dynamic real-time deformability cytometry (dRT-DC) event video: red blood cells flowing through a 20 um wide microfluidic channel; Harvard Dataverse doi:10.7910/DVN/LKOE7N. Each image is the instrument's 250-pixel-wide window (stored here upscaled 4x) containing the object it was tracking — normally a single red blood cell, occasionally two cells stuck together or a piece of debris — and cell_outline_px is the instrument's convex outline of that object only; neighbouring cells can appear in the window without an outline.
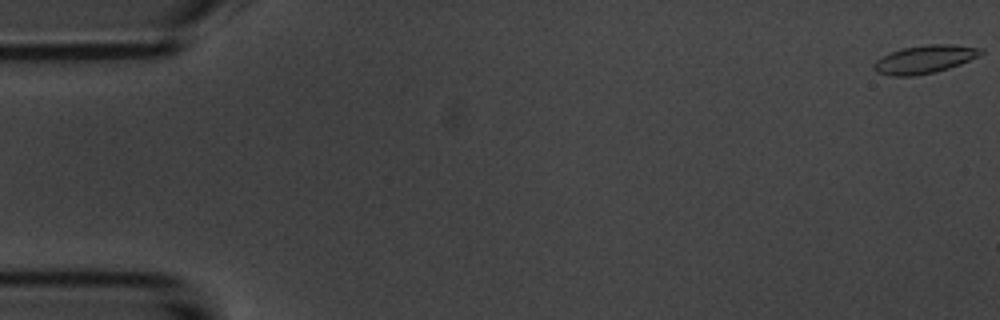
{"species": "common noctule bat (a hibernating species)", "species_latin": "Nyctalus noctula", "temperature_condition": "room temperature", "stored_images_in_passage": 55, "camera_frame_rate_fps": 3000, "um_per_image_px": 0.085, "animal": {"sex": "male", "body_mass_g": 20.1, "forearm_length_mm": 53.5}, "frame": {"image": 1, "passage_image": 1, "time_ms": 0.0, "image_size_px": [1000, 320], "cell_outline_px": [[984, 52], [980, 56], [960, 64], [936, 72], [912, 76], [888, 76], [876, 72], [872, 68], [872, 64], [876, 60], [892, 52], [904, 48], [928, 44], [952, 44], [984, 48]], "centroid_in_image_um": [78.61, 5.04], "position_along_channel_um": 6.4, "area_um2": 17.63}}
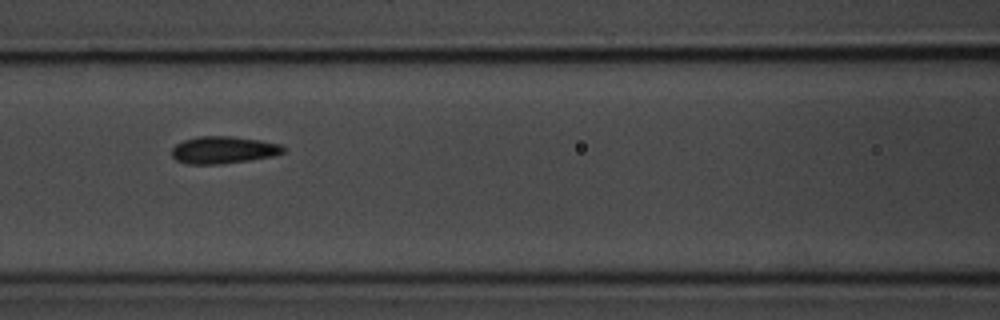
{"frame": {"image": 2, "passage_image": 24, "time_ms": 7.667, "image_size_px": [1000, 320], "cell_outline_px": [[288, 148], [284, 152], [272, 156], [248, 160], [220, 164], [188, 164], [176, 160], [172, 156], [172, 148], [176, 144], [184, 140], [200, 136], [232, 136], [260, 140], [280, 144]], "centroid_in_image_um": [19.0, 12.74], "position_along_channel_um": 147.6, "area_um2": 17.69}}
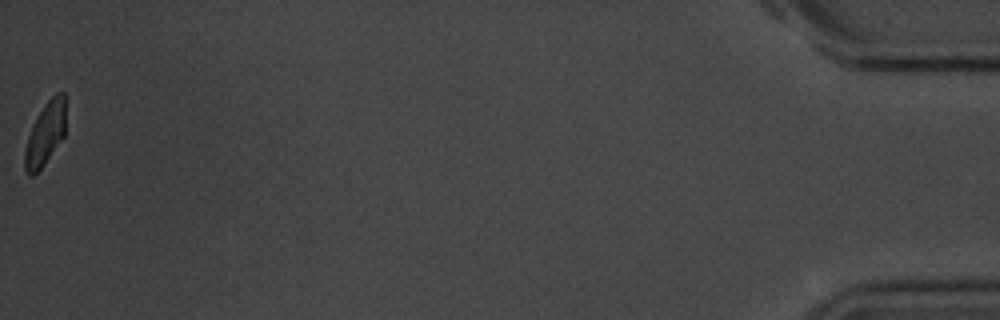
{"frame": {"image": 3, "passage_image": 55, "time_ms": 18.0, "image_size_px": [1000, 320], "cell_outline_px": [[64, 136], [44, 164], [32, 176], [28, 176], [24, 168], [24, 152], [28, 136], [32, 124], [44, 104], [56, 92], [64, 92]], "centroid_in_image_um": [3.82, 11.38], "position_along_channel_um": 431.4, "area_um2": 14.85}, "authors_computed_cell_mechanics": {"area_um2": 17.051, "velocity_mm_per_s": 3.7073, "shape_relaxation_time_tau1_ms": 2.6011, "shape_relaxation_time_tau2_ms": 1.3453, "deformation_change_tau1": 0.1014, "deformation_change_tau2": 0.0515}}